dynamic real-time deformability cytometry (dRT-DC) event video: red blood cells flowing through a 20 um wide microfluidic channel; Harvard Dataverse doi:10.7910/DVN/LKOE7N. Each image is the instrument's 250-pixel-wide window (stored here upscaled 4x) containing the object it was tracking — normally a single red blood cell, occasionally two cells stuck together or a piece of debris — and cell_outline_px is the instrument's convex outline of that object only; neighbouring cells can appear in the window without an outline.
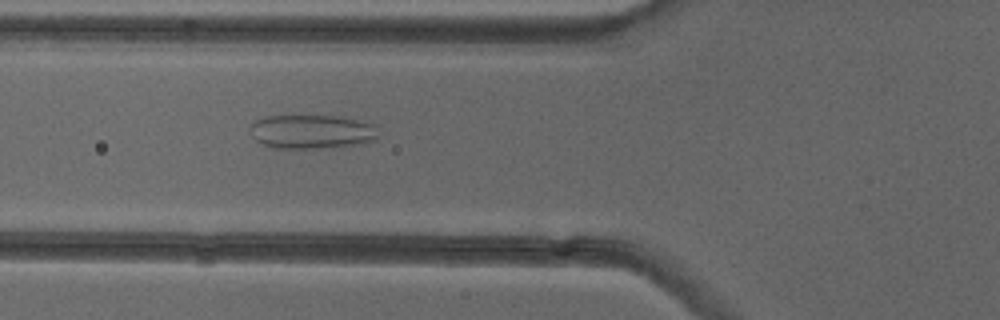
{"species": "common noctule bat (a hibernating species)", "species_latin": "Nyctalus noctula", "temperature_condition": "cold", "stored_images_in_passage": 51, "camera_frame_rate_fps": 3000, "um_per_image_px": 0.085, "animal": {"sex": "female"}, "frame": {"image": 1, "passage_image": 19, "time_ms": 6.0, "image_size_px": [1000, 320], "cell_outline_px": [[376, 140], [364, 144], [340, 148], [268, 148], [260, 144], [252, 136], [248, 128], [256, 120], [264, 116], [340, 116], [376, 124]], "centroid_in_image_um": [26.5, 11.21], "position_along_channel_um": 99.3, "area_um2": 26.07}}
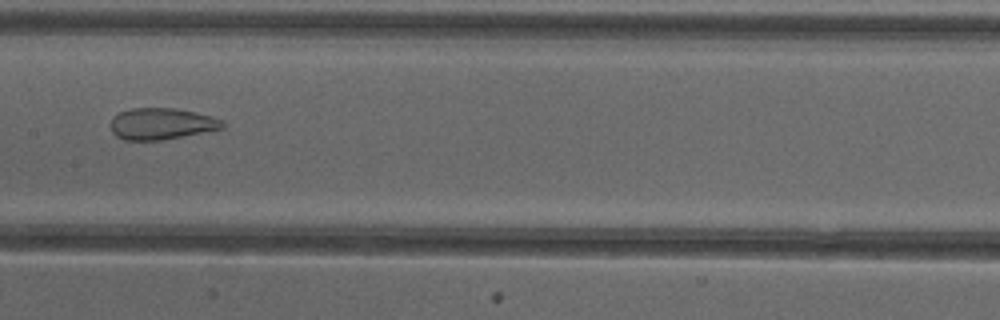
{"frame": {"image": 2, "passage_image": 26, "time_ms": 8.333, "image_size_px": [1000, 320], "cell_outline_px": [[224, 128], [164, 140], [124, 140], [116, 136], [112, 132], [112, 116], [120, 112], [132, 108], [172, 108], [196, 112], [212, 116], [224, 120]], "centroid_in_image_um": [13.75, 10.52], "position_along_channel_um": 193.7, "area_um2": 20.58}}
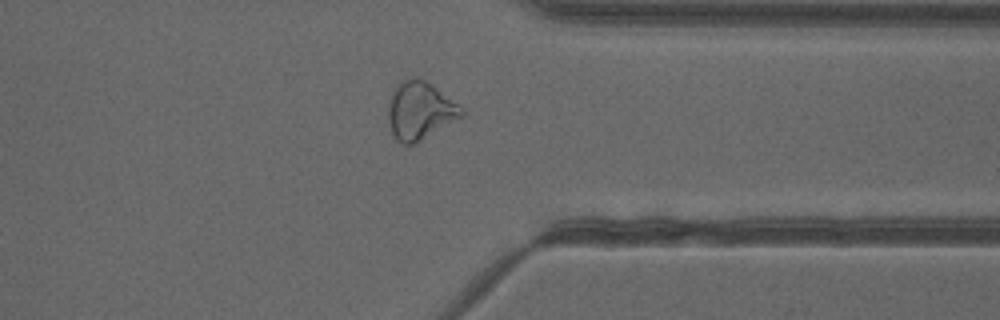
{"frame": {"image": 3, "passage_image": 40, "time_ms": 13.0, "image_size_px": [1000, 320], "cell_outline_px": [[464, 116], [416, 144], [404, 144], [396, 140], [392, 132], [388, 120], [388, 104], [392, 88], [400, 80], [416, 76], [432, 84], [464, 108]], "centroid_in_image_um": [35.69, 9.39], "position_along_channel_um": 375.7, "area_um2": 25.26}, "authors_computed_cell_mechanics": {"area_um2": 27.5128, "velocity_mm_per_s": 3.9935, "shape_relaxation_time_tau1_ms": null, "shape_relaxation_time_tau2_ms": 1.2779, "deformation_change_tau1": null, "deformation_change_tau2": 0.1017}}